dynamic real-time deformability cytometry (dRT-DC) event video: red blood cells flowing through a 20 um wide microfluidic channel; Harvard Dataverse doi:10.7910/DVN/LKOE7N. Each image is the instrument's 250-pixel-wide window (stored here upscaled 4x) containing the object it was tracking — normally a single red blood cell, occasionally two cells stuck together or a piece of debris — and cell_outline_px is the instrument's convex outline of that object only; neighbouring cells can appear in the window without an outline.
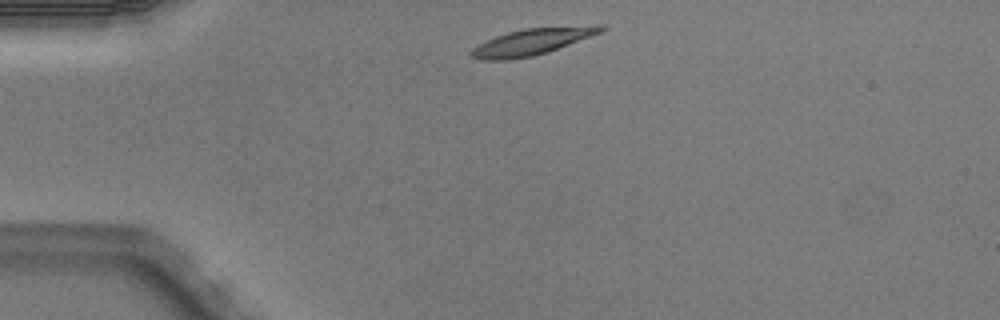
{"species": "Egyptian fruit bat (a non-hibernating species)", "species_latin": "Rousettus aegyptiacus", "temperature_condition": "warm", "stored_images_in_passage": 3, "camera_frame_rate_fps": 3000, "um_per_image_px": 0.085, "animal": {"sex": "male"}, "frame": {"image": 1, "passage_image": 1, "time_ms": 0.0, "image_size_px": [1000, 320], "cell_outline_px": [[608, 28], [600, 32], [548, 52], [532, 56], [508, 60], [480, 60], [468, 56], [468, 52], [472, 48], [496, 36], [508, 32], [524, 28], [592, 24], [604, 24]], "centroid_in_image_um": [45.24, 3.53], "position_along_channel_um": 39.8, "area_um2": 20.23}}
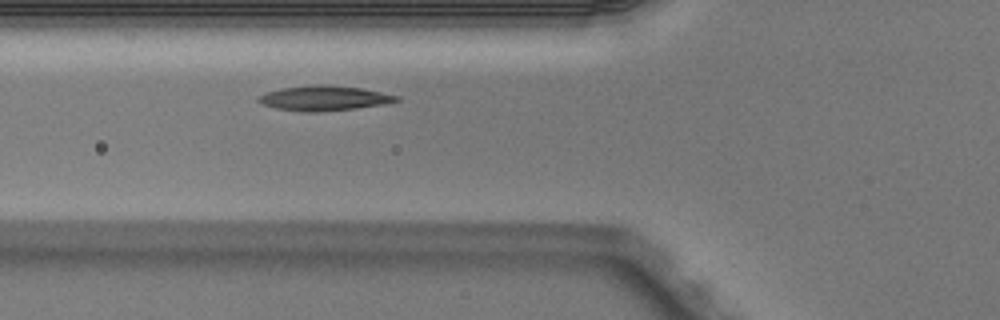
{"frame": {"image": 2, "passage_image": 3, "time_ms": 0.667, "image_size_px": [1000, 320], "cell_outline_px": [[400, 100], [380, 104], [356, 108], [320, 112], [300, 112], [276, 108], [260, 104], [256, 100], [256, 96], [264, 92], [280, 88], [308, 84], [324, 84], [360, 88], [400, 96]], "centroid_in_image_um": [27.43, 8.34], "position_along_channel_um": 98.4, "area_um2": 20.29}}